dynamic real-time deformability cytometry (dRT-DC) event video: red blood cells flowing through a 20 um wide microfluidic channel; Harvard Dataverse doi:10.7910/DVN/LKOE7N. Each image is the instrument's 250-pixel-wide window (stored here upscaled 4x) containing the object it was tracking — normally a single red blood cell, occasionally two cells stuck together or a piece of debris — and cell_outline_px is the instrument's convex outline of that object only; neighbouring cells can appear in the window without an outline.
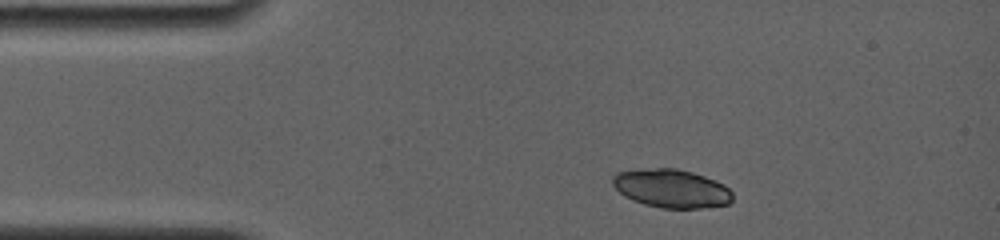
{"species": "common noctule bat (a hibernating species)", "species_latin": "Nyctalus noctula", "temperature_condition": "room temperature", "stored_images_in_passage": 2, "camera_frame_rate_fps": 4000, "um_per_image_px": 0.085, "animal": {"sex": "female", "body_mass_g": 19.0, "forearm_length_mm": 56.7}, "frame": {"image": 1, "passage_image": 1, "time_ms": 0.0, "image_size_px": [1000, 240], "cell_outline_px": [[732, 200], [728, 204], [700, 208], [660, 208], [644, 204], [632, 200], [624, 196], [612, 184], [612, 176], [616, 172], [640, 168], [676, 168], [692, 172], [704, 176], [724, 184], [732, 192]], "centroid_in_image_um": [57.04, 16.01], "position_along_channel_um": 28.0, "area_um2": 27.05}}